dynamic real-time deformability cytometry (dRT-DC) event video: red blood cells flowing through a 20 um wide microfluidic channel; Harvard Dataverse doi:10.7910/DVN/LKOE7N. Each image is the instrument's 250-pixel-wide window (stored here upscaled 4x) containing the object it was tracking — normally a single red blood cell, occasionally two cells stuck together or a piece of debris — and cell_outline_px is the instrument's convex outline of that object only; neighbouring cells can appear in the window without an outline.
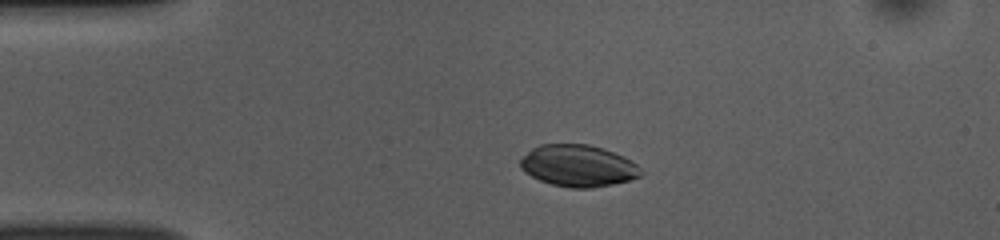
{"species": "common noctule bat (a hibernating species)", "species_latin": "Nyctalus noctula", "temperature_condition": "room temperature", "stored_images_in_passage": 51, "camera_frame_rate_fps": 3000, "um_per_image_px": 0.085, "animal": {"sex": "female", "body_mass_g": 10.0, "forearm_length_mm": 53.1}, "frame": {"image": 1, "passage_image": 10, "time_ms": 3.0, "image_size_px": [1000, 240], "cell_outline_px": [[644, 172], [640, 176], [628, 180], [612, 184], [592, 188], [572, 188], [552, 184], [540, 180], [524, 172], [520, 168], [520, 160], [532, 148], [540, 144], [588, 144], [604, 148], [624, 156], [632, 160]], "centroid_in_image_um": [49.16, 14.08], "position_along_channel_um": 35.8, "area_um2": 29.36}}
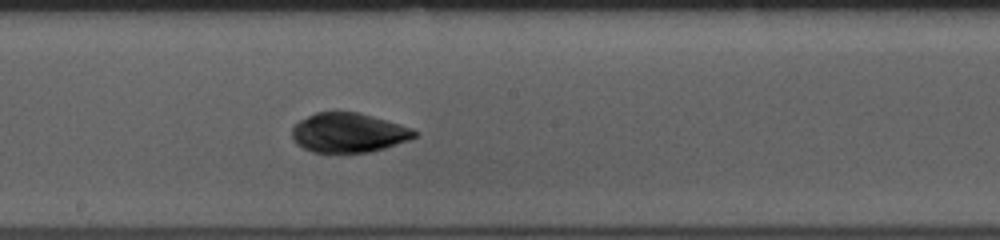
{"frame": {"image": 2, "passage_image": 27, "time_ms": 8.667, "image_size_px": [1000, 240], "cell_outline_px": [[416, 136], [408, 140], [384, 148], [368, 152], [312, 152], [296, 144], [292, 136], [292, 128], [300, 120], [316, 112], [356, 112], [412, 128], [416, 132]], "centroid_in_image_um": [29.59, 11.29], "position_along_channel_um": 218.6, "area_um2": 27.69}}
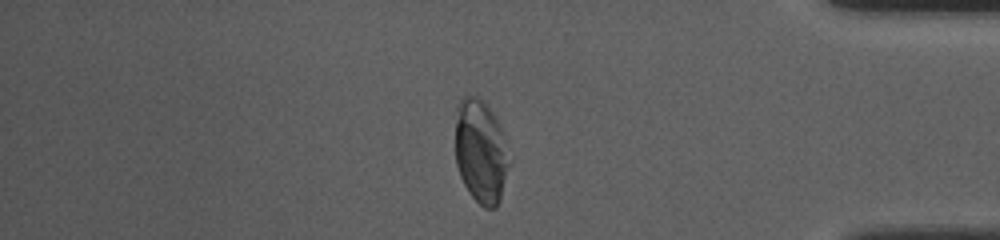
{"frame": {"image": 3, "passage_image": 43, "time_ms": 14.0, "image_size_px": [1000, 240], "cell_outline_px": [[508, 164], [500, 200], [496, 208], [484, 208], [468, 192], [460, 176], [456, 164], [456, 104], [464, 96], [476, 96], [492, 112], [504, 136]], "centroid_in_image_um": [40.83, 12.89], "position_along_channel_um": 394.4, "area_um2": 31.91}, "authors_computed_cell_mechanics": {"area_um2": 29.3046, "velocity_mm_per_s": 3.8374, "shape_relaxation_time_tau1_ms": 5.6128, "shape_relaxation_time_tau2_ms": 0.8976, "deformation_change_tau1": 0.1585, "deformation_change_tau2": 0.0239}}